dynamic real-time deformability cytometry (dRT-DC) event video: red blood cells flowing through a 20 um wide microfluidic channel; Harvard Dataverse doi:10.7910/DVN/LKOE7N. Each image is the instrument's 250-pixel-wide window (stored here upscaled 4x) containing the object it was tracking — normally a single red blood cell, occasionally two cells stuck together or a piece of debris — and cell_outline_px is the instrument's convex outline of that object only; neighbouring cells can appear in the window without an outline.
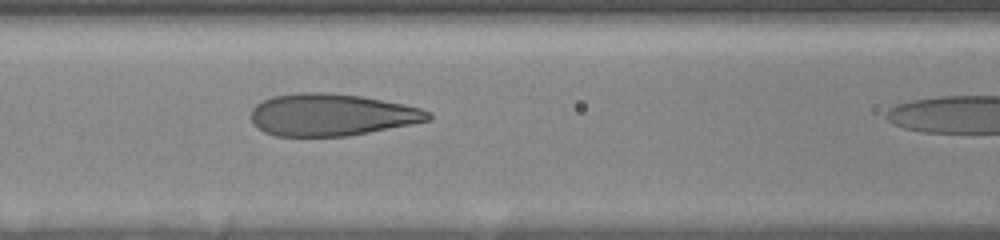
{"species": "human", "species_latin": "Homo sapiens", "temperature_condition": "room temperature", "stored_images_in_passage": 5, "segment_of_instrument_passage": [1, 2], "camera_frame_rate_fps": 3000, "um_per_image_px": 0.085, "donor": {"sex": "female"}, "frame": {"image": 1, "passage_image": 4, "time_ms": 2.667, "image_size_px": [1000, 240], "cell_outline_px": [[432, 120], [412, 124], [348, 136], [276, 136], [264, 132], [252, 120], [252, 108], [256, 104], [272, 96], [300, 92], [324, 92], [360, 96], [404, 104], [420, 108], [428, 112], [432, 116]], "centroid_in_image_um": [28.19, 9.75], "position_along_channel_um": 138.4, "area_um2": 43.29}}